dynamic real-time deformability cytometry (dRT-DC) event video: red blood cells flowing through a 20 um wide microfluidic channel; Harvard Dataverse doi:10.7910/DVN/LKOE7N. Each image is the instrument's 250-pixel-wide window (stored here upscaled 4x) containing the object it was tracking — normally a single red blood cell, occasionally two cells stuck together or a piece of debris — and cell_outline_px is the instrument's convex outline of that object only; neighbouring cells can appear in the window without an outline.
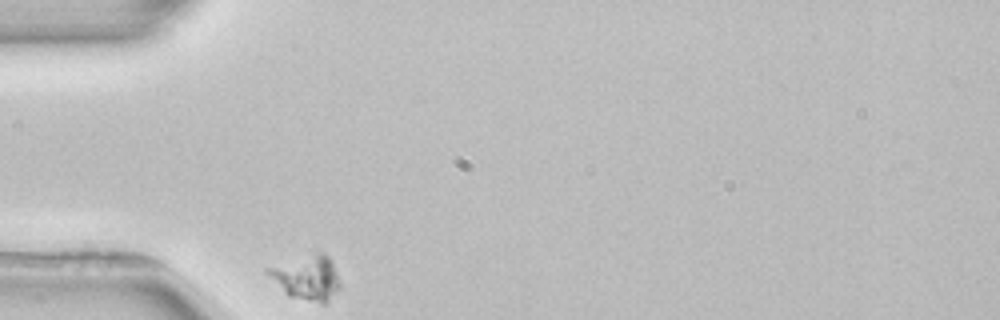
{"species": "common noctule bat (a hibernating species)", "species_latin": "Nyctalus noctula", "temperature_condition": "room temperature", "stored_images_in_passage": 1, "camera_frame_rate_fps": 3000, "um_per_image_px": 0.085, "animal": {"sex": "female", "body_mass_g": 22.7, "forearm_length_mm": 54.2}, "frame": {"image": 1, "passage_image": 1, "time_ms": 0.0, "image_size_px": [1000, 320], "cell_outline_px": [[340, 288], [324, 304], [288, 296], [264, 272], [264, 268], [320, 252], [324, 252], [328, 256], [336, 272], [340, 284]], "centroid_in_image_um": [26.05, 23.61], "position_along_channel_um": 58.9, "area_um2": 18.38}}